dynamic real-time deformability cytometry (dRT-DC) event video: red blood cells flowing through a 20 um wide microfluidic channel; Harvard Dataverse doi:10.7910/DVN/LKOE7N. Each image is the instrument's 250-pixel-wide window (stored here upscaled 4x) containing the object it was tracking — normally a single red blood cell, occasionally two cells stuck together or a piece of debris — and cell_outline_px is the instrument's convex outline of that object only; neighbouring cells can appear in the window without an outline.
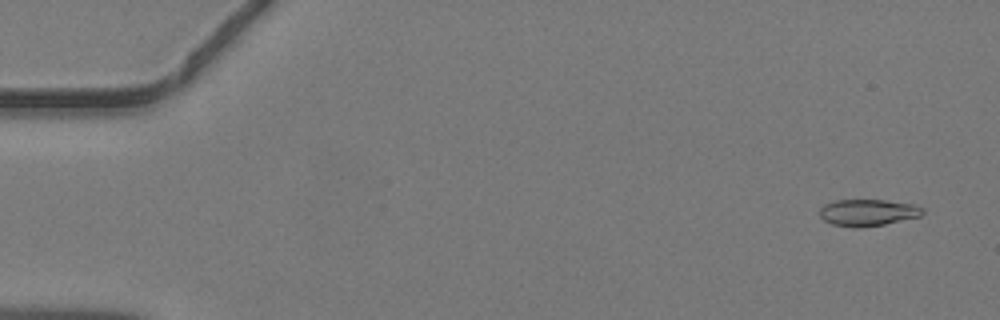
{"species": "common noctule bat (a hibernating species)", "species_latin": "Nyctalus noctula", "temperature_condition": "warm", "stored_images_in_passage": 47, "camera_frame_rate_fps": 3000, "um_per_image_px": 0.085, "animal": {"sex": "male", "body_mass_g": 19.2, "forearm_length_mm": 51.8}, "frame": {"image": 1, "passage_image": 3, "time_ms": 0.667, "image_size_px": [1000, 320], "cell_outline_px": [[924, 212], [920, 216], [884, 224], [856, 228], [852, 228], [832, 224], [824, 220], [820, 216], [820, 208], [824, 204], [836, 200], [884, 200], [912, 204], [924, 208]], "centroid_in_image_um": [73.74, 18.07], "position_along_channel_um": 11.3, "area_um2": 15.95}}
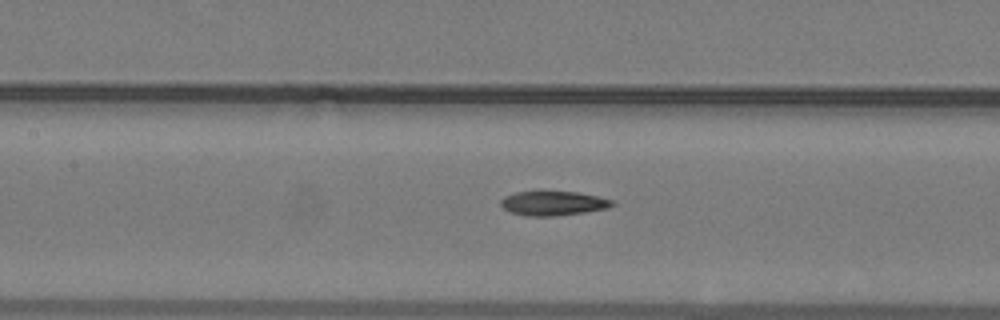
{"frame": {"image": 2, "passage_image": 22, "time_ms": 7.0, "image_size_px": [1000, 320], "cell_outline_px": [[616, 204], [608, 208], [584, 212], [552, 216], [524, 216], [512, 212], [504, 208], [500, 204], [500, 200], [504, 196], [516, 192], [540, 188], [544, 188], [576, 192], [616, 200]], "centroid_in_image_um": [47.0, 17.22], "position_along_channel_um": 160.4, "area_um2": 16.65}}
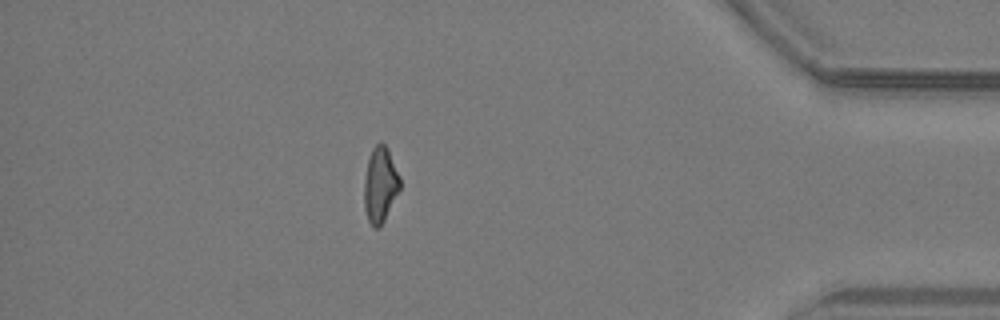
{"frame": {"image": 3, "passage_image": 41, "time_ms": 13.333, "image_size_px": [1000, 320], "cell_outline_px": [[400, 188], [380, 228], [372, 228], [368, 220], [364, 208], [364, 180], [368, 160], [372, 148], [380, 140], [388, 148], [400, 176]], "centroid_in_image_um": [32.31, 15.7], "position_along_channel_um": 402.9, "area_um2": 15.84}}